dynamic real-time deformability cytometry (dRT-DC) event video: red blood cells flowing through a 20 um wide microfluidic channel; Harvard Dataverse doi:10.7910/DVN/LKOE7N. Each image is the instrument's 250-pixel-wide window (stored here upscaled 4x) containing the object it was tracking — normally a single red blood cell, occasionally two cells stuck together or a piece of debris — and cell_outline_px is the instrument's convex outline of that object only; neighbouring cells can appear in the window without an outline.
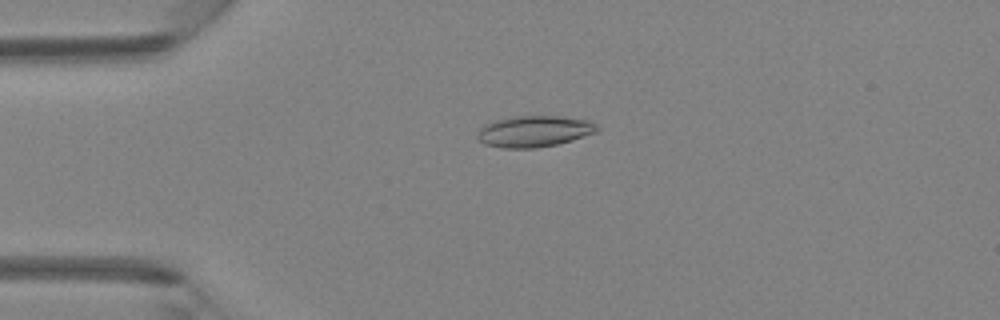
{"species": "Egyptian fruit bat (a non-hibernating species)", "species_latin": "Rousettus aegyptiacus", "temperature_condition": "room temperature", "stored_images_in_passage": 5, "camera_frame_rate_fps": 3000, "um_per_image_px": 0.085, "animal": {"sex": "female"}, "frame": {"image": 1, "passage_image": 3, "time_ms": 0.667, "image_size_px": [1000, 320], "cell_outline_px": [[600, 128], [596, 132], [572, 140], [556, 144], [536, 148], [504, 148], [484, 144], [476, 136], [480, 128], [484, 124], [492, 120], [512, 116], [560, 116], [588, 120], [596, 124]], "centroid_in_image_um": [45.38, 11.15], "position_along_channel_um": 39.6, "area_um2": 21.91}}